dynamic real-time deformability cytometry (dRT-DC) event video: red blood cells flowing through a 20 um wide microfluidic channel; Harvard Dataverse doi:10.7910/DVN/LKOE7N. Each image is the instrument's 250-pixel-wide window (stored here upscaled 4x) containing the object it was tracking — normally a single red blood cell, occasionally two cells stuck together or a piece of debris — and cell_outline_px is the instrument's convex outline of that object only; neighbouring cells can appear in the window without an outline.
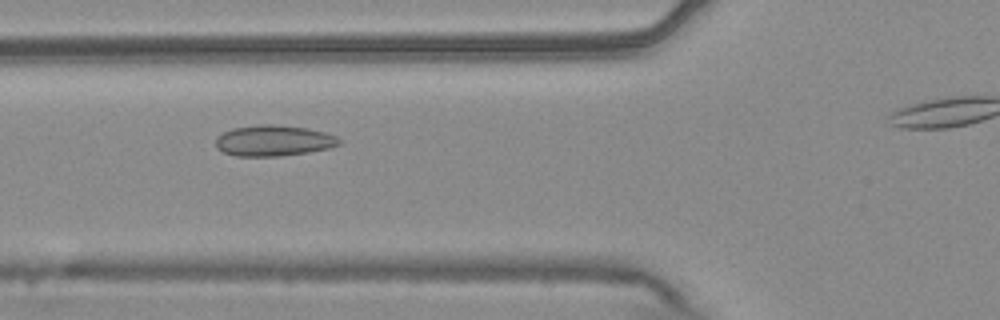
{"species": "common noctule bat (a hibernating species)", "species_latin": "Nyctalus noctula", "temperature_condition": "warm", "stored_images_in_passage": 34, "camera_frame_rate_fps": 3000, "um_per_image_px": 0.085, "animal": {"sex": "male", "body_mass_g": 20.4}, "frame": {"image": 1, "passage_image": 9, "time_ms": 2.667, "image_size_px": [1000, 320], "cell_outline_px": [[340, 144], [328, 148], [308, 152], [280, 156], [236, 156], [224, 152], [216, 148], [216, 140], [224, 132], [232, 128], [256, 124], [272, 124], [304, 128], [324, 132], [336, 136], [340, 140]], "centroid_in_image_um": [23.24, 11.95], "position_along_channel_um": 102.6, "area_um2": 22.02}}
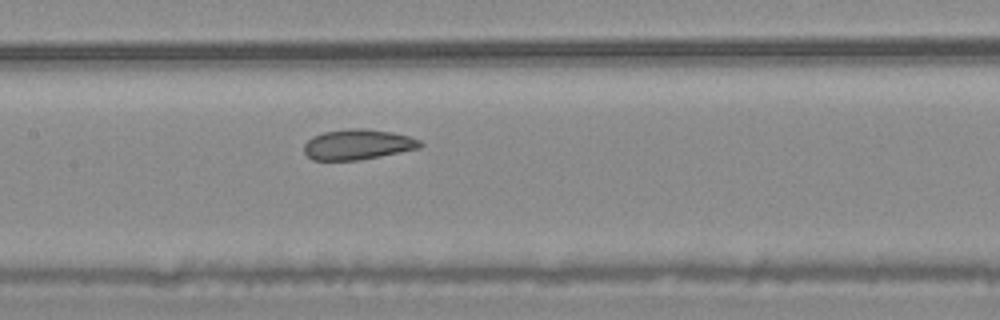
{"frame": {"image": 2, "passage_image": 15, "time_ms": 4.667, "image_size_px": [1000, 320], "cell_outline_px": [[424, 144], [420, 148], [360, 160], [312, 160], [304, 152], [304, 144], [312, 136], [324, 132], [348, 128], [364, 128], [392, 132], [408, 136], [420, 140]], "centroid_in_image_um": [30.4, 12.28], "position_along_channel_um": 177.0, "area_um2": 20.58}}
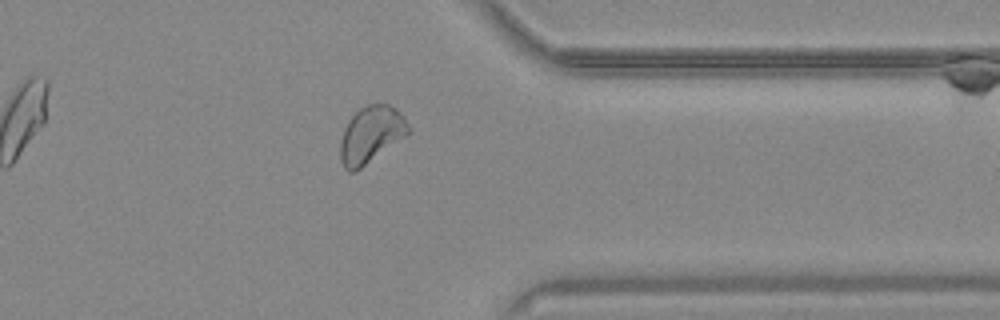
{"frame": {"image": 3, "passage_image": 32, "time_ms": 10.333, "image_size_px": [1000, 320], "cell_outline_px": [[412, 132], [356, 172], [348, 172], [344, 168], [340, 160], [340, 144], [344, 128], [348, 120], [360, 108], [368, 104], [388, 104], [396, 108], [404, 116]], "centroid_in_image_um": [31.55, 11.46], "position_along_channel_um": 379.9, "area_um2": 22.77}}